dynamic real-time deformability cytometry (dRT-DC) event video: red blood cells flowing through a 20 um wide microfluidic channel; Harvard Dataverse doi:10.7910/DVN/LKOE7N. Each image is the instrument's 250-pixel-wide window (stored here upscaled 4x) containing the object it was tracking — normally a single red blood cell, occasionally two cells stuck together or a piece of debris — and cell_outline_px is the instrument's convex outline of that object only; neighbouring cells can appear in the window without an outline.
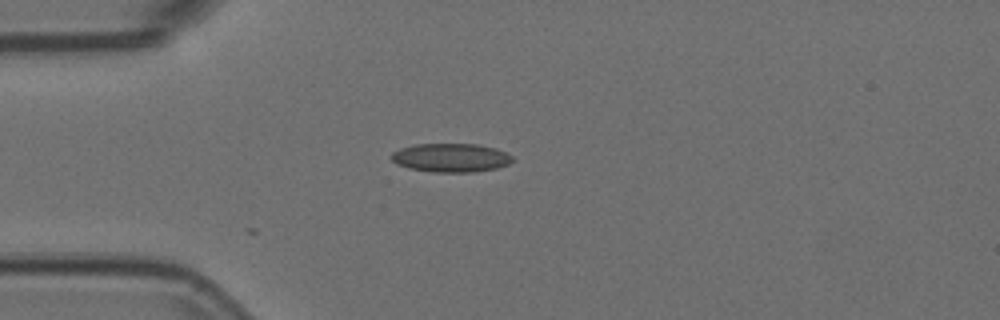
{"species": "Egyptian fruit bat (a non-hibernating species)", "species_latin": "Rousettus aegyptiacus", "temperature_condition": "room temperature", "stored_images_in_passage": 9, "camera_frame_rate_fps": 3000, "um_per_image_px": 0.085, "animal": {"sex": "female"}, "frame": {"image": 1, "passage_image": 1, "time_ms": 0.0, "image_size_px": [1000, 320], "cell_outline_px": [[516, 160], [508, 164], [496, 168], [472, 172], [432, 172], [412, 168], [400, 164], [392, 160], [392, 152], [400, 148], [416, 144], [476, 144], [496, 148], [512, 156]], "centroid_in_image_um": [38.37, 13.4], "position_along_channel_um": 46.6, "area_um2": 20.06}}
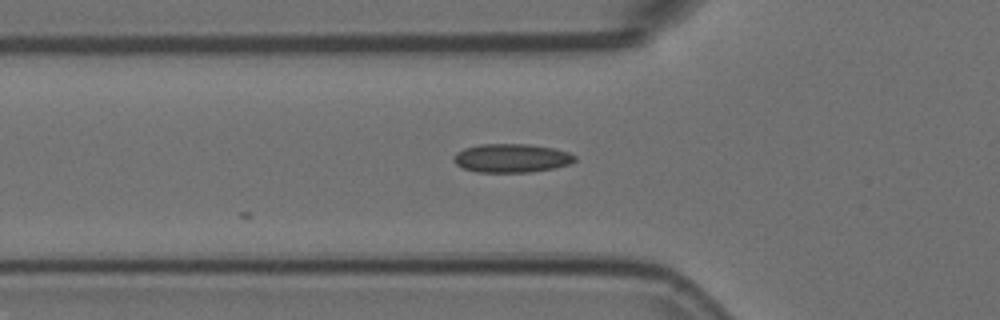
{"frame": {"image": 2, "passage_image": 5, "time_ms": 1.333, "image_size_px": [1000, 320], "cell_outline_px": [[576, 160], [572, 164], [556, 168], [528, 172], [476, 172], [464, 168], [456, 164], [452, 160], [452, 156], [456, 152], [464, 148], [480, 144], [528, 144], [552, 148], [568, 152], [576, 156]], "centroid_in_image_um": [43.47, 13.44], "position_along_channel_um": 82.3, "area_um2": 20.4}}
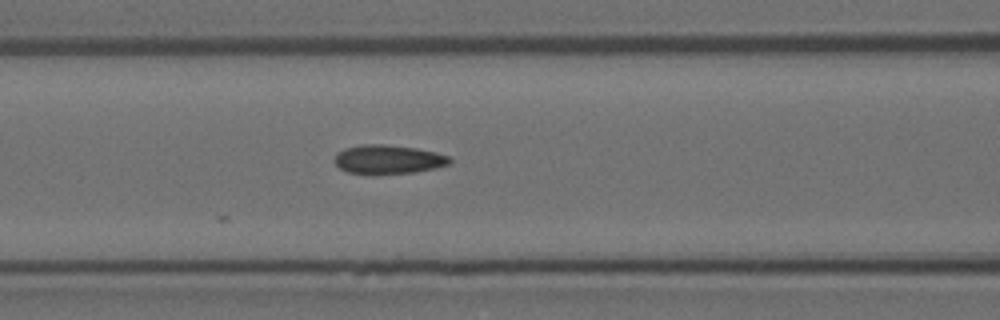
{"frame": {"image": 3, "passage_image": 9, "time_ms": 2.667, "image_size_px": [1000, 320], "cell_outline_px": [[452, 164], [436, 168], [416, 172], [372, 176], [348, 172], [340, 168], [336, 164], [336, 152], [344, 148], [360, 144], [384, 144], [416, 148], [436, 152], [448, 156], [452, 160]], "centroid_in_image_um": [33.0, 13.57], "position_along_channel_um": 133.6, "area_um2": 20.0}}